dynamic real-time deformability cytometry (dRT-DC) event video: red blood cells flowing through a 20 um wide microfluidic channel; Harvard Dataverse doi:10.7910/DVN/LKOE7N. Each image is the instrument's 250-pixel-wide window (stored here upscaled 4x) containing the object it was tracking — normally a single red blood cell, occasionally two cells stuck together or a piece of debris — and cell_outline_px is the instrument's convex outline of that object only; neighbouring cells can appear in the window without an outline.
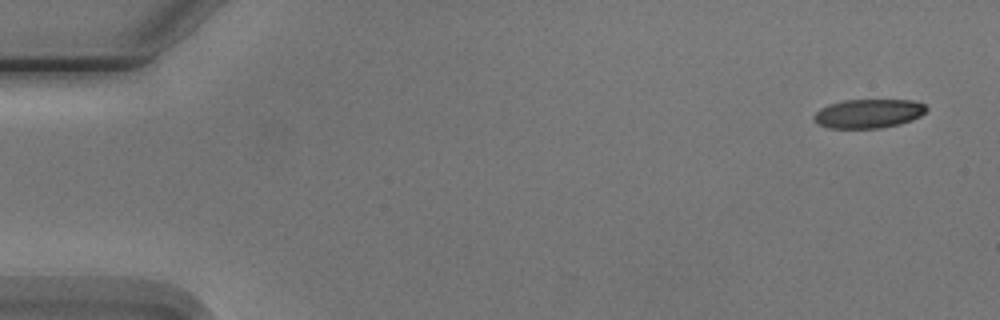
{"species": "Egyptian fruit bat (a non-hibernating species)", "species_latin": "Rousettus aegyptiacus", "temperature_condition": "cold", "stored_images_in_passage": 5, "camera_frame_rate_fps": 3000, "um_per_image_px": 0.085, "animal": {"sex": "male"}, "frame": {"image": 1, "passage_image": 1, "time_ms": 0.0, "image_size_px": [1000, 320], "cell_outline_px": [[928, 108], [920, 116], [912, 120], [900, 124], [880, 128], [828, 128], [820, 124], [812, 116], [820, 108], [828, 104], [844, 100], [912, 100], [924, 104]], "centroid_in_image_um": [73.82, 9.65], "position_along_channel_um": 11.2, "area_um2": 18.96}}
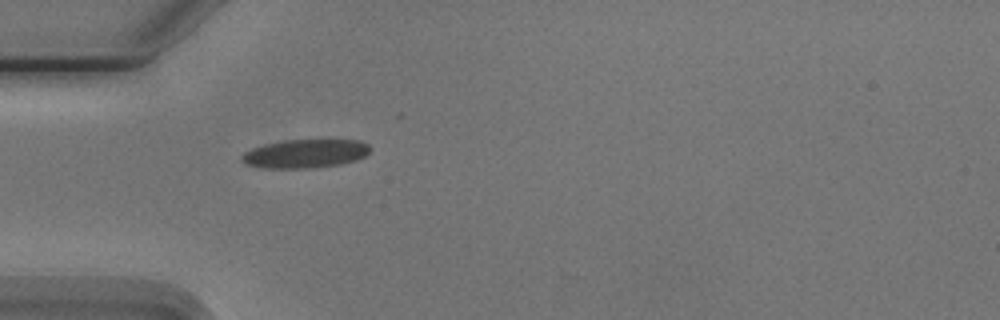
{"frame": {"image": 2, "passage_image": 5, "time_ms": 4.667, "image_size_px": [1000, 320], "cell_outline_px": [[368, 152], [364, 156], [356, 160], [340, 164], [312, 168], [268, 168], [248, 164], [240, 160], [240, 156], [244, 152], [252, 148], [264, 144], [284, 140], [360, 140], [368, 144]], "centroid_in_image_um": [25.92, 13.05], "position_along_channel_um": 59.1, "area_um2": 21.27}}